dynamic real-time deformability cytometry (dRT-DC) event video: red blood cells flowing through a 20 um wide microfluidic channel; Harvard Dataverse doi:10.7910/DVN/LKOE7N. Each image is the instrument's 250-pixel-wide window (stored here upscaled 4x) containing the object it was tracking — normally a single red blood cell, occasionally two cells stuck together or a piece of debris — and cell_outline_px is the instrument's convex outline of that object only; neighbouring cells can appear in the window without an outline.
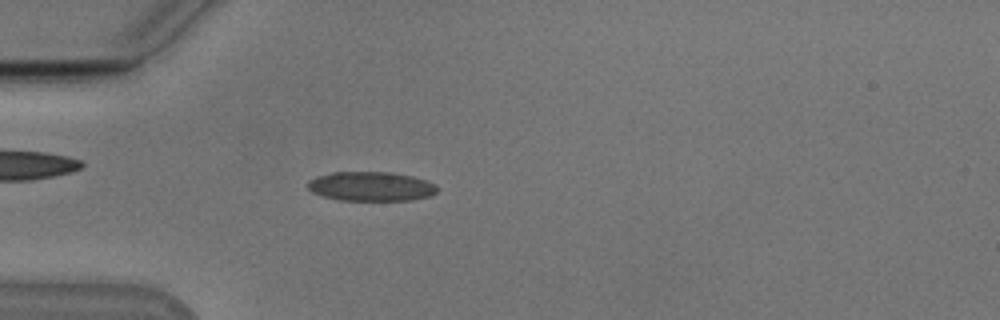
{"species": "Egyptian fruit bat (a non-hibernating species)", "species_latin": "Rousettus aegyptiacus", "temperature_condition": "cold", "stored_images_in_passage": 44, "camera_frame_rate_fps": 3000, "um_per_image_px": 0.085, "animal": {"sex": "male"}, "frame": {"image": 1, "passage_image": 6, "time_ms": 1.667, "image_size_px": [1000, 320], "cell_outline_px": [[436, 192], [428, 196], [408, 200], [340, 200], [324, 196], [312, 192], [308, 188], [308, 180], [316, 176], [332, 172], [388, 172], [412, 176], [436, 184]], "centroid_in_image_um": [31.49, 15.83], "position_along_channel_um": 53.5, "area_um2": 21.91}}
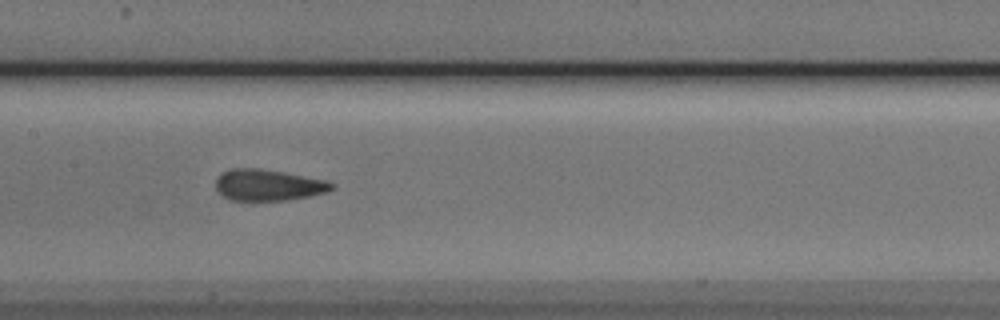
{"frame": {"image": 2, "passage_image": 17, "time_ms": 5.333, "image_size_px": [1000, 320], "cell_outline_px": [[336, 188], [328, 192], [288, 200], [228, 200], [220, 196], [216, 188], [216, 180], [228, 168], [260, 168], [284, 172], [328, 180], [336, 184]], "centroid_in_image_um": [22.83, 15.73], "position_along_channel_um": 184.6, "area_um2": 21.44}}
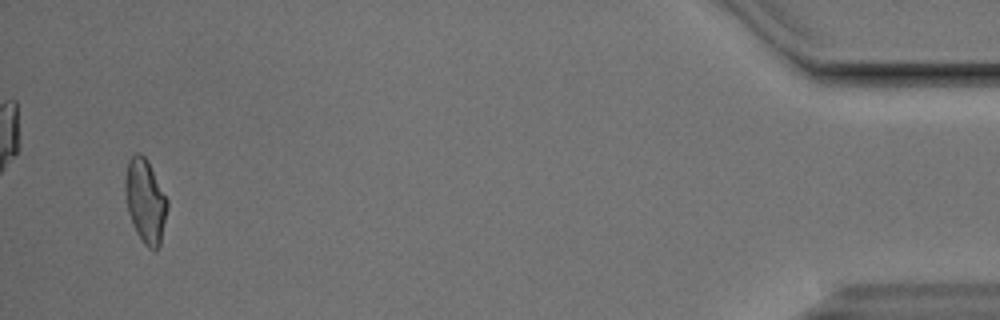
{"frame": {"image": 3, "passage_image": 42, "time_ms": 13.667, "image_size_px": [1000, 320], "cell_outline_px": [[168, 204], [160, 248], [156, 252], [148, 248], [144, 244], [136, 232], [132, 224], [128, 212], [124, 188], [124, 180], [128, 160], [136, 152], [140, 152], [148, 160], [168, 200]], "centroid_in_image_um": [12.35, 17.1], "position_along_channel_um": 422.8, "area_um2": 20.92}, "authors_computed_cell_mechanics": {"area_um2": 21.0392, "velocity_mm_per_s": 3.8214, "shape_relaxation_time_tau1_ms": 5.5675, "shape_relaxation_time_tau2_ms": 1.3495, "deformation_change_tau1": 0.1552, "deformation_change_tau2": 0.072}}